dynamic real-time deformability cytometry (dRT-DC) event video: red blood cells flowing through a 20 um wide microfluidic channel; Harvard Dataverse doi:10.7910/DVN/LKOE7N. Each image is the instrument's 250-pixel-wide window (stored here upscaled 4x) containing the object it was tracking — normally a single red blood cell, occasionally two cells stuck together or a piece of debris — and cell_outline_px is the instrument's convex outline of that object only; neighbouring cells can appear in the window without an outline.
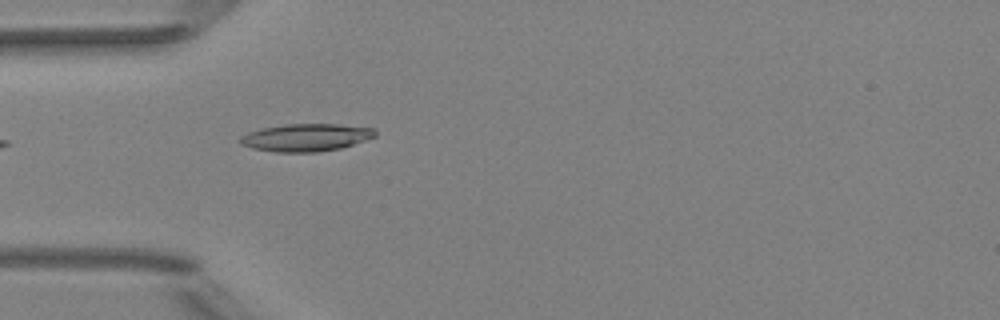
{"species": "Egyptian fruit bat (a non-hibernating species)", "species_latin": "Rousettus aegyptiacus", "temperature_condition": "room temperature", "stored_images_in_passage": 3, "camera_frame_rate_fps": 3000, "um_per_image_px": 0.085, "animal": {"sex": "female"}, "frame": {"image": 1, "passage_image": 3, "time_ms": 0.667, "image_size_px": [1000, 320], "cell_outline_px": [[376, 136], [340, 148], [316, 152], [276, 152], [252, 148], [240, 144], [240, 136], [248, 132], [264, 128], [284, 124], [340, 124], [376, 128]], "centroid_in_image_um": [26.01, 11.68], "position_along_channel_um": 59.0, "area_um2": 21.62}}